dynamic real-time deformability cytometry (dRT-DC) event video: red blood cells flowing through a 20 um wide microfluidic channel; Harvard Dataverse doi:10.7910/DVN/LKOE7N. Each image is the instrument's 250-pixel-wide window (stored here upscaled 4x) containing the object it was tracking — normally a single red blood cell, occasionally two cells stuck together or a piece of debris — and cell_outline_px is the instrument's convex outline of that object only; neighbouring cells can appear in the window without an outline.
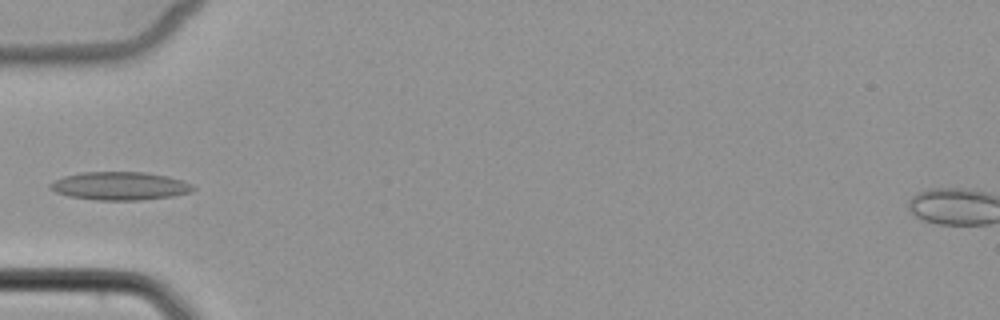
{"species": "common noctule bat (a hibernating species)", "species_latin": "Nyctalus noctula", "temperature_condition": "cold", "stored_images_in_passage": 5, "camera_frame_rate_fps": 3000, "um_per_image_px": 0.085, "animal": {"sex": "female", "body_mass_g": 22.7, "forearm_length_mm": 54.2}, "frame": {"image": 1, "passage_image": 5, "time_ms": 4.667, "image_size_px": [1000, 320], "cell_outline_px": [[196, 188], [192, 192], [172, 196], [140, 200], [96, 200], [68, 196], [56, 192], [48, 188], [48, 184], [64, 176], [80, 172], [144, 172], [168, 176], [184, 180], [192, 184]], "centroid_in_image_um": [10.2, 15.8], "position_along_channel_um": 74.8, "area_um2": 23.64}}